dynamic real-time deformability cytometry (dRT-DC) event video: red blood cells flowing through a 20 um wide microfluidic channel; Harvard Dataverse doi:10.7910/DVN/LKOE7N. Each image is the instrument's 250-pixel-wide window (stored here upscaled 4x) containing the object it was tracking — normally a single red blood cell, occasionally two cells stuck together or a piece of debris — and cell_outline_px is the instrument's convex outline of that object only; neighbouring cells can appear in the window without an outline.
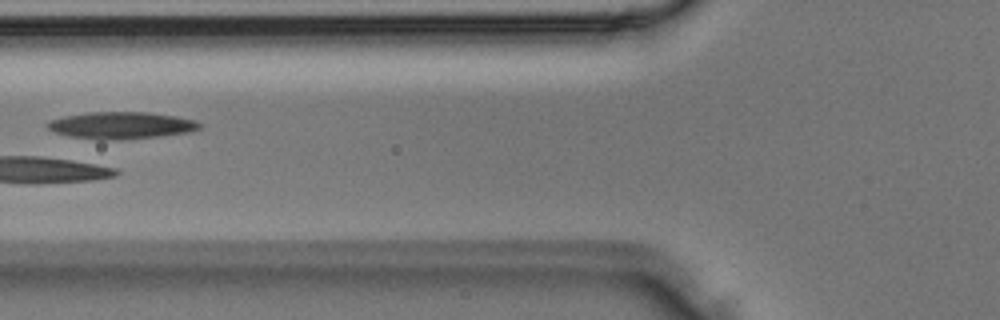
{"species": "Egyptian fruit bat (a non-hibernating species)", "species_latin": "Rousettus aegyptiacus", "temperature_condition": "room temperature", "stored_images_in_passage": 4, "camera_frame_rate_fps": 3000, "um_per_image_px": 0.085, "animal": {"sex": "male"}, "frame": {"image": 1, "passage_image": 4, "time_ms": 1.0, "image_size_px": [1000, 320], "cell_outline_px": [[200, 128], [192, 132], [160, 136], [72, 136], [56, 132], [48, 128], [44, 124], [48, 120], [64, 116], [88, 112], [148, 112], [176, 116], [196, 120], [200, 124]], "centroid_in_image_um": [10.36, 10.58], "position_along_channel_um": 115.4, "area_um2": 22.48}}